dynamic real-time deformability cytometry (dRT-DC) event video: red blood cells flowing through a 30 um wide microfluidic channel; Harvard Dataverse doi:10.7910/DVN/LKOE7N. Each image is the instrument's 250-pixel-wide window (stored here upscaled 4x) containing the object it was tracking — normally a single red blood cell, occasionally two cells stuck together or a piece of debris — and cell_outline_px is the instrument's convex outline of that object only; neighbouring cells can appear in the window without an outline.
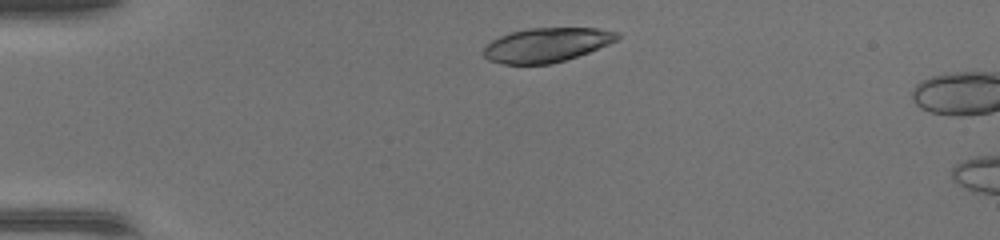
{"species": "common noctule bat (a hibernating species)", "species_latin": "Nyctalus noctula", "temperature_condition": "warm", "stored_images_in_passage": 6, "camera_frame_rate_fps": 3000, "um_per_image_px": 0.085, "animal": {"sex": "female", "body_mass_g": 17.0, "forearm_length_mm": 48.0}, "frame": {"image": 1, "passage_image": 3, "time_ms": 0.667, "image_size_px": [1000, 240], "cell_outline_px": [[620, 36], [616, 40], [608, 44], [588, 52], [552, 64], [504, 64], [488, 60], [484, 56], [484, 48], [492, 40], [500, 36], [512, 32], [528, 28], [596, 28], [620, 32]], "centroid_in_image_um": [46.46, 3.81], "position_along_channel_um": 38.5, "area_um2": 26.47}}